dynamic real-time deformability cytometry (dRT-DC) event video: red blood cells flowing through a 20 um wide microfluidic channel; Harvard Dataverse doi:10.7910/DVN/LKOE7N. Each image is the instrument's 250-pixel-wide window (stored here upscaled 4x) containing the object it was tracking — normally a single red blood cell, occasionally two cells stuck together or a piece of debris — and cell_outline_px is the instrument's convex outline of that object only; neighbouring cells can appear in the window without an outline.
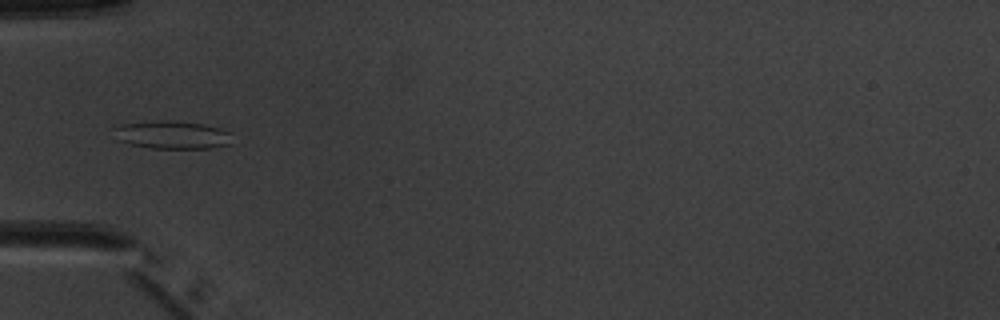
{"species": "common noctule bat (a hibernating species)", "species_latin": "Nyctalus noctula", "temperature_condition": "warm", "stored_images_in_passage": 5, "camera_frame_rate_fps": 3000, "um_per_image_px": 0.085, "animal": {"sex": "male", "body_mass_g": 20.1, "forearm_length_mm": 53.5}, "frame": {"image": 1, "passage_image": 4, "time_ms": 3.667, "image_size_px": [1000, 320], "cell_outline_px": [[232, 144], [212, 148], [152, 148], [128, 144], [116, 140], [112, 128], [120, 124], [156, 120], [172, 120], [204, 124], [220, 128], [228, 132]], "centroid_in_image_um": [14.57, 11.46], "position_along_channel_um": 70.4, "area_um2": 19.59}}
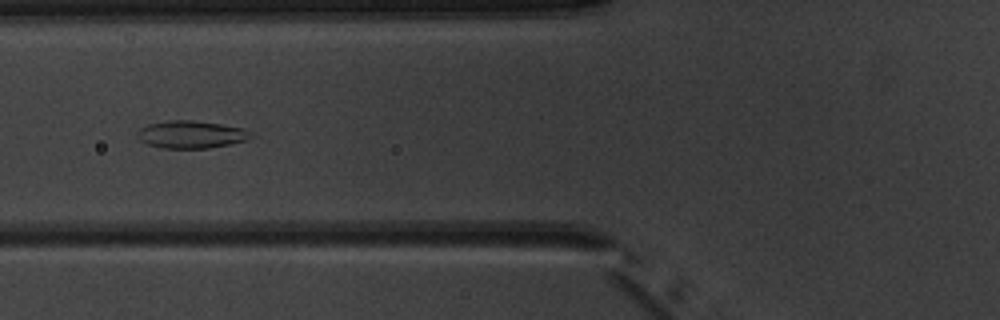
{"frame": {"image": 2, "passage_image": 5, "time_ms": 4.667, "image_size_px": [1000, 320], "cell_outline_px": [[256, 136], [248, 140], [208, 148], [164, 148], [148, 144], [140, 140], [136, 136], [136, 132], [140, 128], [148, 124], [168, 120], [192, 120], [220, 124], [244, 128]], "centroid_in_image_um": [16.25, 11.42], "position_along_channel_um": 109.5, "area_um2": 18.26}}